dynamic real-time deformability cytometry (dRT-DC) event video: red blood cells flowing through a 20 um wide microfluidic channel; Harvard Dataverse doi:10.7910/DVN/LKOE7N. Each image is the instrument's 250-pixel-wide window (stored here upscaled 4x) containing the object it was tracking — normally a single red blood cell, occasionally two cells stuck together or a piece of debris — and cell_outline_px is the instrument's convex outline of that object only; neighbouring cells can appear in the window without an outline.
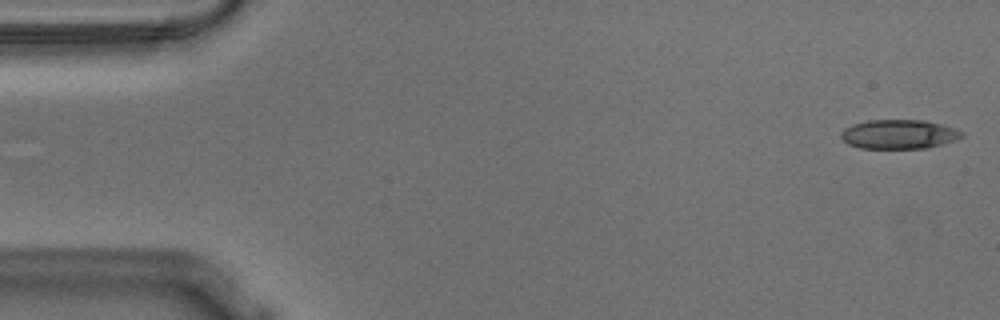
{"species": "Egyptian fruit bat (a non-hibernating species)", "species_latin": "Rousettus aegyptiacus", "temperature_condition": "warm", "stored_images_in_passage": 55, "camera_frame_rate_fps": 3000, "um_per_image_px": 0.085, "animal": {"sex": "male"}, "frame": {"image": 1, "passage_image": 1, "time_ms": 0.0, "image_size_px": [1000, 320], "cell_outline_px": [[964, 136], [956, 140], [944, 144], [928, 148], [860, 148], [848, 144], [840, 136], [840, 132], [844, 128], [852, 124], [868, 120], [924, 120], [956, 128], [964, 132]], "centroid_in_image_um": [76.43, 11.41], "position_along_channel_um": 8.6, "area_um2": 20.75}}
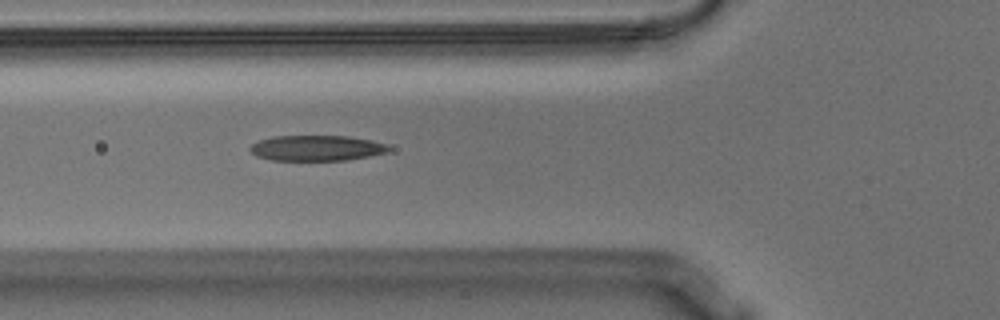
{"frame": {"image": 2, "passage_image": 19, "time_ms": 6.0, "image_size_px": [1000, 320], "cell_outline_px": [[392, 148], [388, 152], [348, 160], [272, 160], [256, 156], [248, 148], [252, 144], [260, 140], [272, 136], [348, 136], [372, 140], [388, 144]], "centroid_in_image_um": [26.94, 12.58], "position_along_channel_um": 98.9, "area_um2": 20.69}}
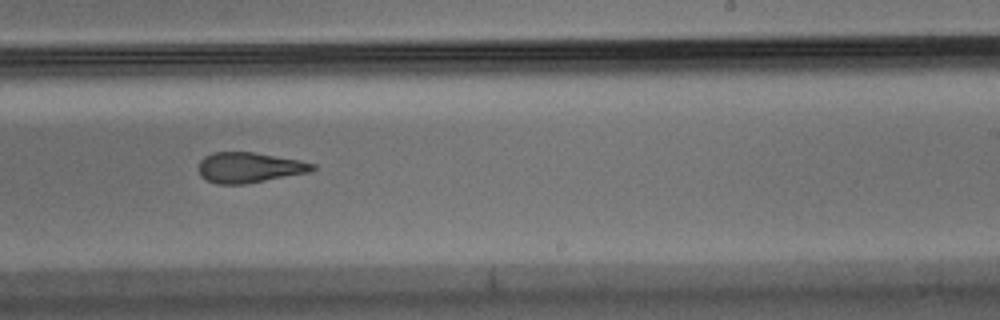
{"frame": {"image": 3, "passage_image": 33, "time_ms": 10.667, "image_size_px": [1000, 320], "cell_outline_px": [[316, 168], [312, 172], [244, 184], [216, 184], [204, 180], [200, 176], [196, 168], [200, 160], [204, 156], [212, 152], [252, 152], [300, 160], [316, 164]], "centroid_in_image_um": [21.15, 14.24], "position_along_channel_um": 267.9, "area_um2": 20.52}, "authors_computed_cell_mechanics": {"area_um2": 21.1548, "velocity_mm_per_s": 3.602, "shape_relaxation_time_tau1_ms": null, "shape_relaxation_time_tau2_ms": 2.2307, "deformation_change_tau1": null, "deformation_change_tau2": 0.1235}}